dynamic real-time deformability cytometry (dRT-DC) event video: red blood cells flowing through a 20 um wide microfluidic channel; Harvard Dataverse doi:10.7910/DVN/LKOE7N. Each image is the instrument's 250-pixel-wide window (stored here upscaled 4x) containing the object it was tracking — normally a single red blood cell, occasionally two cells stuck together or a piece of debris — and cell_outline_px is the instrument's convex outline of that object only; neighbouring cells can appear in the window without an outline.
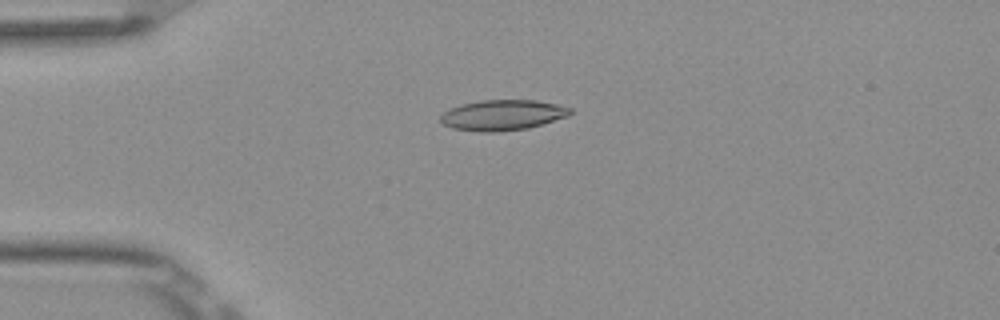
{"species": "Egyptian fruit bat (a non-hibernating species)", "species_latin": "Rousettus aegyptiacus", "temperature_condition": "room temperature", "stored_images_in_passage": 8, "camera_frame_rate_fps": 3000, "um_per_image_px": 0.085, "frame": {"image": 1, "passage_image": 3, "time_ms": 0.667, "image_size_px": [1000, 320], "cell_outline_px": [[572, 112], [568, 116], [528, 128], [496, 132], [480, 132], [452, 128], [444, 124], [440, 120], [440, 116], [448, 108], [460, 104], [480, 100], [536, 100], [556, 104], [572, 108]], "centroid_in_image_um": [42.69, 9.78], "position_along_channel_um": 42.3, "area_um2": 23.12}}
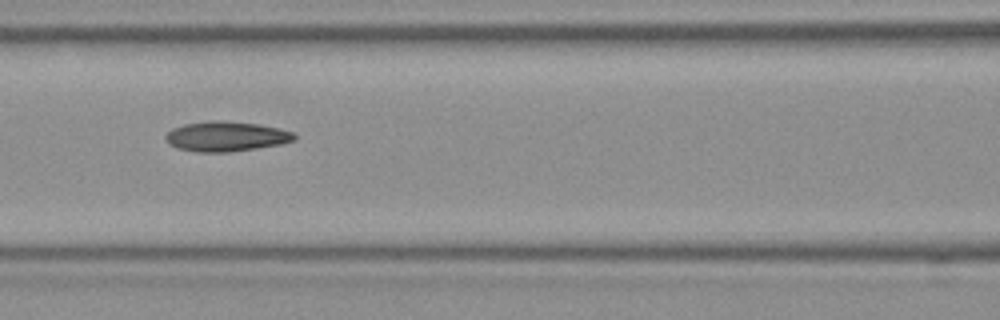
{"frame": {"image": 2, "passage_image": 6, "time_ms": 1.667, "image_size_px": [1000, 320], "cell_outline_px": [[296, 140], [280, 144], [232, 152], [196, 152], [176, 148], [168, 144], [164, 140], [164, 136], [172, 128], [184, 124], [212, 120], [224, 120], [260, 124], [280, 128], [292, 132], [296, 136]], "centroid_in_image_um": [19.19, 11.59], "position_along_channel_um": 147.4, "area_um2": 22.77}}
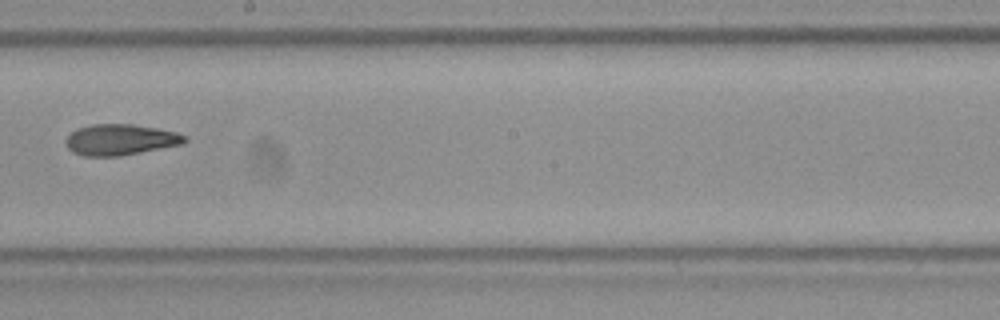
{"frame": {"image": 3, "passage_image": 8, "time_ms": 2.333, "image_size_px": [1000, 320], "cell_outline_px": [[188, 140], [184, 144], [120, 156], [84, 156], [72, 152], [68, 148], [64, 140], [76, 128], [92, 124], [132, 124], [156, 128], [176, 132], [188, 136]], "centroid_in_image_um": [10.24, 11.87], "position_along_channel_um": 238.0, "area_um2": 21.62}}